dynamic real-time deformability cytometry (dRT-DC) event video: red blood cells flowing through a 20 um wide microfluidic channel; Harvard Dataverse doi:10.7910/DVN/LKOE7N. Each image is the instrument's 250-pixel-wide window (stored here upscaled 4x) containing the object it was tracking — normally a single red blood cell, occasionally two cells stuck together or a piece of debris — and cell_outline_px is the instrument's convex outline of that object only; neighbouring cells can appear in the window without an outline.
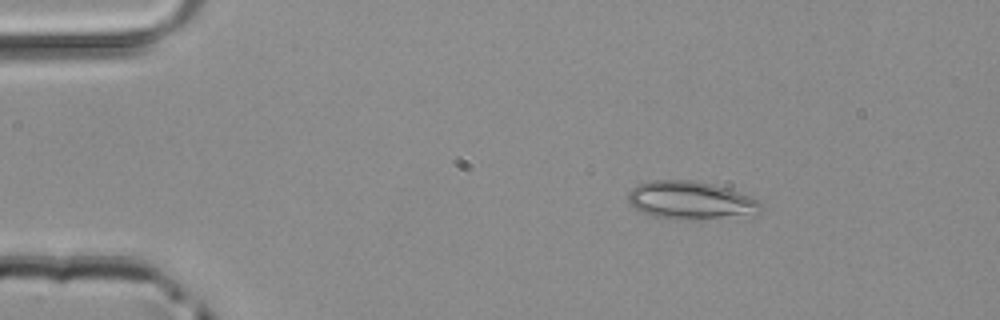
{"species": "common noctule bat (a hibernating species)", "species_latin": "Nyctalus noctula", "temperature_condition": "room temperature", "stored_images_in_passage": 42, "camera_frame_rate_fps": 3000, "um_per_image_px": 0.085, "animal": {"sex": "male", "body_mass_g": 20.4}, "frame": {"image": 1, "passage_image": 1, "time_ms": 0.0, "image_size_px": [1000, 320], "cell_outline_px": [[764, 208], [756, 216], [680, 220], [652, 216], [640, 212], [628, 204], [628, 192], [632, 188], [640, 184], [652, 180], [692, 180], [712, 184], [728, 188], [760, 200], [764, 204]], "centroid_in_image_um": [58.77, 17.05], "position_along_channel_um": 26.2, "area_um2": 30.11}}
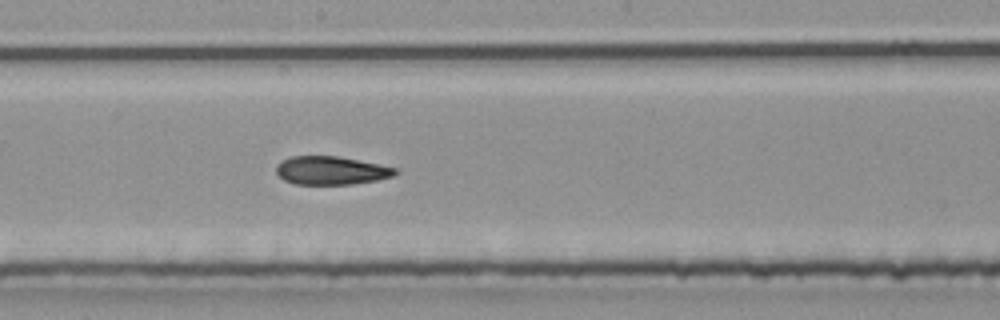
{"frame": {"image": 2, "passage_image": 20, "time_ms": 6.333, "image_size_px": [1000, 320], "cell_outline_px": [[396, 172], [392, 176], [376, 180], [352, 184], [296, 184], [284, 180], [276, 172], [276, 164], [280, 160], [292, 156], [336, 156], [380, 164], [396, 168]], "centroid_in_image_um": [28.1, 14.48], "position_along_channel_um": 220.1, "area_um2": 19.54}}
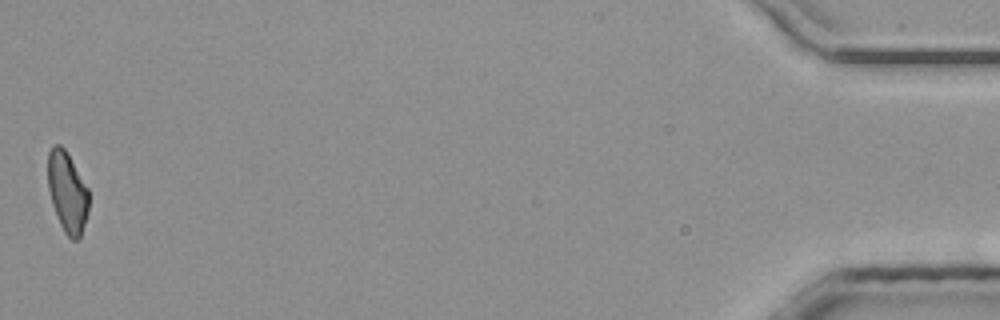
{"frame": {"image": 3, "passage_image": 42, "time_ms": 13.667, "image_size_px": [1000, 320], "cell_outline_px": [[88, 212], [80, 236], [76, 240], [72, 240], [64, 232], [60, 224], [52, 204], [48, 188], [48, 152], [52, 144], [60, 144], [64, 148], [88, 188]], "centroid_in_image_um": [5.71, 16.31], "position_along_channel_um": 429.5, "area_um2": 19.07}}